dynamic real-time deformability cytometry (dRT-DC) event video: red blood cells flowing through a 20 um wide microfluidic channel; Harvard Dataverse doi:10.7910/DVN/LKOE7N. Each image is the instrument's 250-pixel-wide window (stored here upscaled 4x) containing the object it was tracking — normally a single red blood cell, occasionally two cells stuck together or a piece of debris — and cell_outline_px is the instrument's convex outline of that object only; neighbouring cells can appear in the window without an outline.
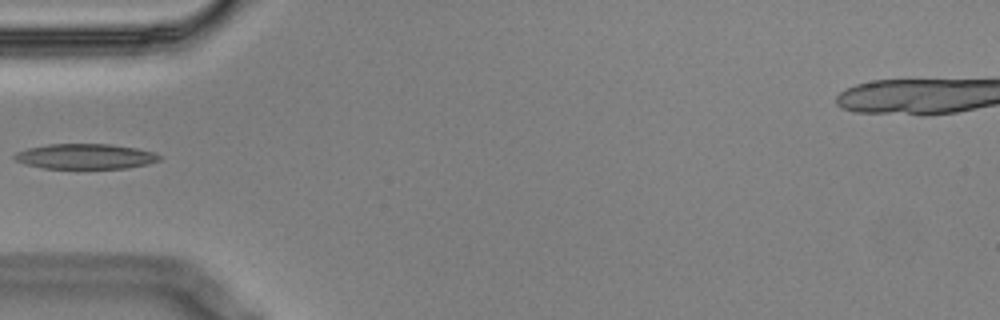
{"species": "Egyptian fruit bat (a non-hibernating species)", "species_latin": "Rousettus aegyptiacus", "temperature_condition": "cold", "stored_images_in_passage": 2, "camera_frame_rate_fps": 3000, "um_per_image_px": 0.085, "animal": {"sex": "male"}, "frame": {"image": 1, "passage_image": 1, "time_ms": 0.0, "image_size_px": [1000, 320], "cell_outline_px": [[160, 160], [148, 164], [128, 168], [44, 168], [24, 164], [16, 160], [12, 156], [16, 152], [28, 148], [48, 144], [112, 144], [136, 148], [156, 152], [160, 156]], "centroid_in_image_um": [7.27, 13.29], "position_along_channel_um": 77.7, "area_um2": 21.33}}
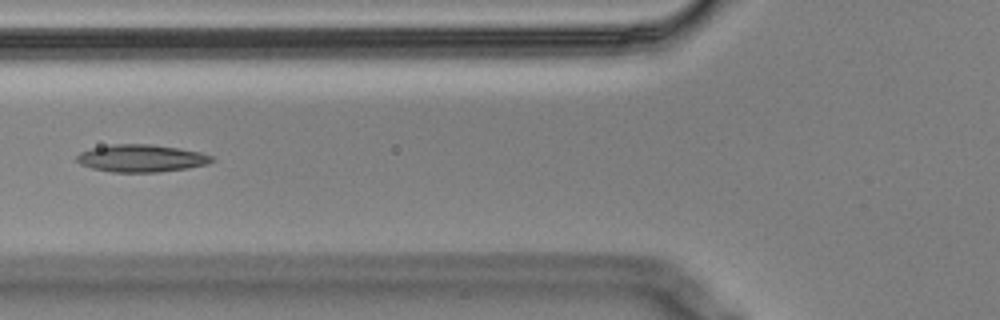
{"frame": {"image": 2, "passage_image": 2, "time_ms": 0.333, "image_size_px": [1000, 320], "cell_outline_px": [[216, 160], [208, 164], [188, 168], [156, 172], [112, 172], [92, 168], [80, 164], [76, 160], [76, 156], [80, 152], [92, 148], [112, 144], [152, 144], [180, 148], [200, 152], [212, 156]], "centroid_in_image_um": [12.03, 13.45], "position_along_channel_um": 113.8, "area_um2": 21.68}}